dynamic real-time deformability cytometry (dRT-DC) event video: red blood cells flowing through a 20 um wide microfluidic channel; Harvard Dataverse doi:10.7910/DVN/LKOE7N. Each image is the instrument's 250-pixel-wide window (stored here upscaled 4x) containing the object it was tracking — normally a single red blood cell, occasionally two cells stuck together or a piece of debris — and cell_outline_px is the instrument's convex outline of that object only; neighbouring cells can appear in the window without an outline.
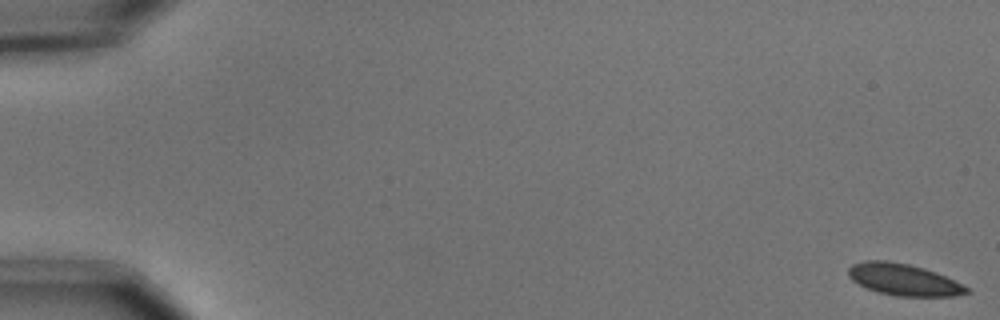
{"species": "common noctule bat (a hibernating species)", "species_latin": "Nyctalus noctula", "temperature_condition": "cold", "stored_images_in_passage": 57, "segment_of_instrument_passage": [1, 2], "camera_frame_rate_fps": 3000, "um_per_image_px": 0.085, "animal": {"sex": "male", "body_mass_g": 15.6}, "frame": {"image": 1, "passage_image": 1, "time_ms": 0.0, "image_size_px": [1000, 320], "cell_outline_px": [[972, 292], [956, 296], [896, 296], [876, 292], [852, 280], [848, 276], [848, 268], [852, 264], [864, 260], [888, 260], [908, 264], [924, 268], [936, 272], [968, 288]], "centroid_in_image_um": [76.78, 23.76], "position_along_channel_um": 8.2, "area_um2": 21.79}}
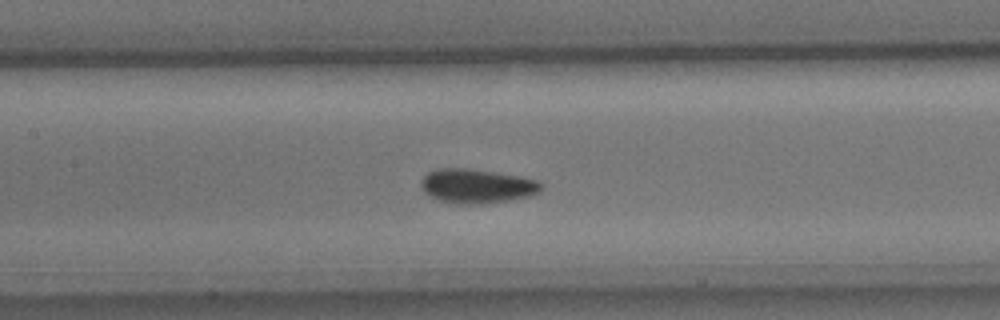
{"frame": {"image": 2, "passage_image": 27, "time_ms": 8.667, "image_size_px": [1000, 320], "cell_outline_px": [[544, 184], [540, 192], [528, 196], [508, 200], [484, 204], [460, 204], [440, 200], [428, 196], [420, 188], [420, 180], [428, 172], [440, 168], [468, 168], [496, 172], [520, 176], [536, 180]], "centroid_in_image_um": [40.51, 15.81], "position_along_channel_um": 166.9, "area_um2": 24.16}}
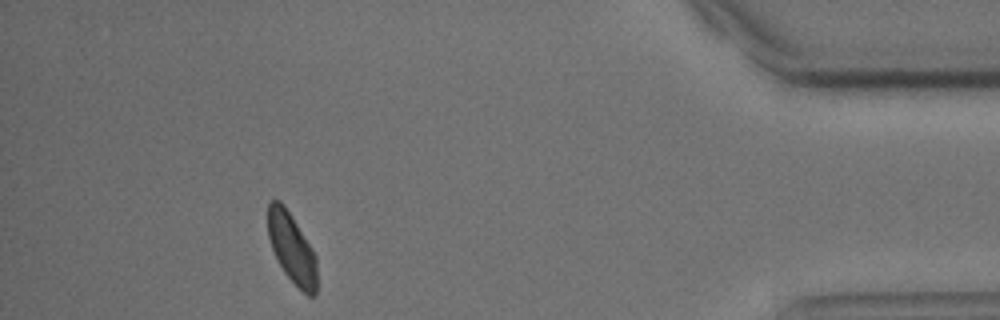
{"frame": {"image": 3, "passage_image": 51, "time_ms": 16.667, "image_size_px": [1000, 320], "cell_outline_px": [[316, 296], [308, 296], [284, 272], [272, 248], [268, 236], [268, 204], [272, 200], [280, 200], [284, 204], [312, 248], [316, 256]], "centroid_in_image_um": [24.81, 21.07], "position_along_channel_um": 410.4, "area_um2": 19.65}}